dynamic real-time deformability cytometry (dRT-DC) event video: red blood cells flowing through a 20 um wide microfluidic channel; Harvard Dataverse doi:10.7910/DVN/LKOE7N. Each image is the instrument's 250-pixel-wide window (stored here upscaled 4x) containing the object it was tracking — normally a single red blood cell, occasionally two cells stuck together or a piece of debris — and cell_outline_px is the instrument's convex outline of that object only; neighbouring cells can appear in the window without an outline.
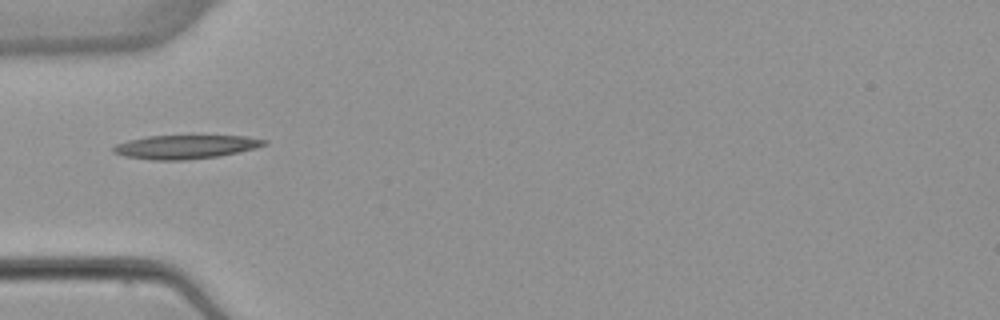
{"species": "common noctule bat (a hibernating species)", "species_latin": "Nyctalus noctula", "temperature_condition": "warm", "stored_images_in_passage": 5, "camera_frame_rate_fps": 3000, "um_per_image_px": 0.085, "animal": {"sex": "female", "body_mass_g": 22.7, "forearm_length_mm": 54.2}, "frame": {"image": 1, "passage_image": 5, "time_ms": 4.667, "image_size_px": [1000, 320], "cell_outline_px": [[268, 144], [256, 148], [240, 152], [220, 156], [184, 160], [152, 160], [124, 156], [112, 152], [112, 148], [116, 144], [128, 140], [148, 136], [244, 136], [268, 140]], "centroid_in_image_um": [15.78, 12.49], "position_along_channel_um": 69.2, "area_um2": 20.92}}